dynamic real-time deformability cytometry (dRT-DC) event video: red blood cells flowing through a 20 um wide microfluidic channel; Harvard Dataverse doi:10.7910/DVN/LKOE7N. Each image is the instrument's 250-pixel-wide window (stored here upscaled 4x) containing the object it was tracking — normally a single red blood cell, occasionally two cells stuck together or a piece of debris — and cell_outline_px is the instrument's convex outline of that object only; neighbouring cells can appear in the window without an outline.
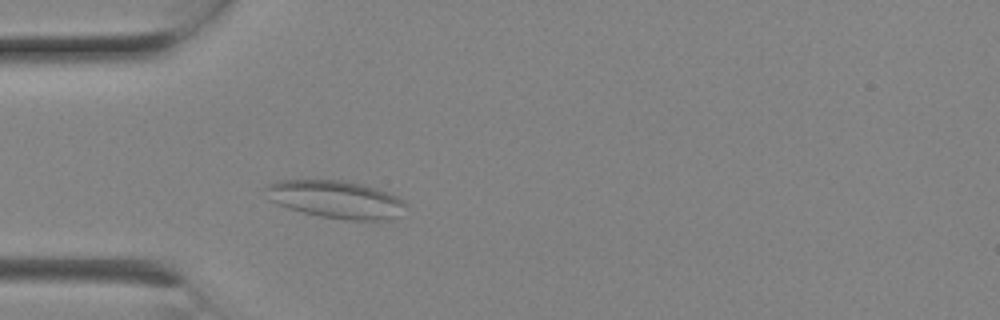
{"species": "Egyptian fruit bat (a non-hibernating species)", "species_latin": "Rousettus aegyptiacus", "temperature_condition": "room temperature", "stored_images_in_passage": 1, "camera_frame_rate_fps": 3000, "um_per_image_px": 0.085, "animal": {"sex": "female"}, "frame": {"image": 1, "passage_image": 1, "time_ms": 0.0, "image_size_px": [1000, 320], "cell_outline_px": [[408, 204], [392, 220], [348, 220], [320, 216], [288, 208], [268, 200], [264, 188], [268, 184], [276, 180], [344, 180], [364, 184], [388, 192], [404, 200]], "centroid_in_image_um": [28.54, 16.94], "position_along_channel_um": 56.5, "area_um2": 30.92}}